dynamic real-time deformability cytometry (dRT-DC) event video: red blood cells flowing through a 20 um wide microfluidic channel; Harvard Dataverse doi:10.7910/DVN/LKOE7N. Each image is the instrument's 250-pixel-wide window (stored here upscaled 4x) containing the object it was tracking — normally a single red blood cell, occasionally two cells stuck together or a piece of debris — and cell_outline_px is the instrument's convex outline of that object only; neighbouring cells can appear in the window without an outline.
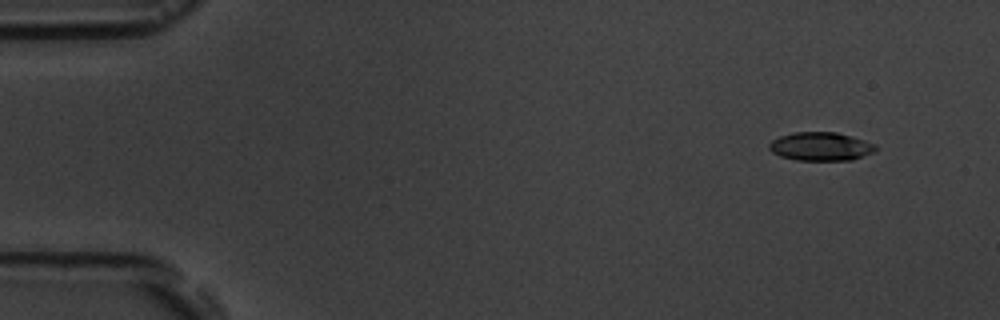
{"species": "common noctule bat (a hibernating species)", "species_latin": "Nyctalus noctula", "temperature_condition": "room temperature", "stored_images_in_passage": 18, "camera_frame_rate_fps": 3000, "um_per_image_px": 0.085, "animal": {"sex": "male", "body_mass_g": 19.5, "forearm_length_mm": 54.6}, "frame": {"image": 1, "passage_image": 2, "time_ms": 1.333, "image_size_px": [1000, 320], "cell_outline_px": [[876, 152], [852, 160], [796, 160], [780, 156], [772, 152], [768, 148], [768, 144], [772, 140], [780, 136], [792, 132], [836, 132], [852, 136], [876, 144]], "centroid_in_image_um": [69.77, 12.45], "position_along_channel_um": 15.2, "area_um2": 17.86}}
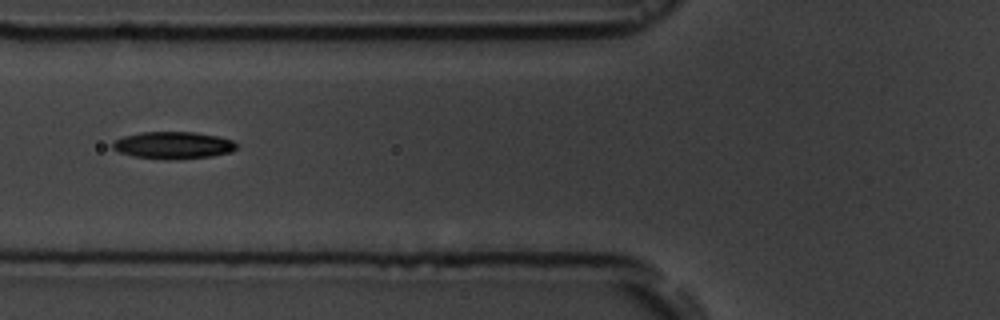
{"frame": {"image": 2, "passage_image": 7, "time_ms": 7.0, "image_size_px": [1000, 320], "cell_outline_px": [[236, 148], [232, 152], [212, 156], [132, 156], [120, 152], [112, 148], [112, 140], [124, 136], [140, 132], [196, 132], [216, 136], [232, 140], [236, 144]], "centroid_in_image_um": [14.7, 12.28], "position_along_channel_um": 111.1, "area_um2": 18.5}}
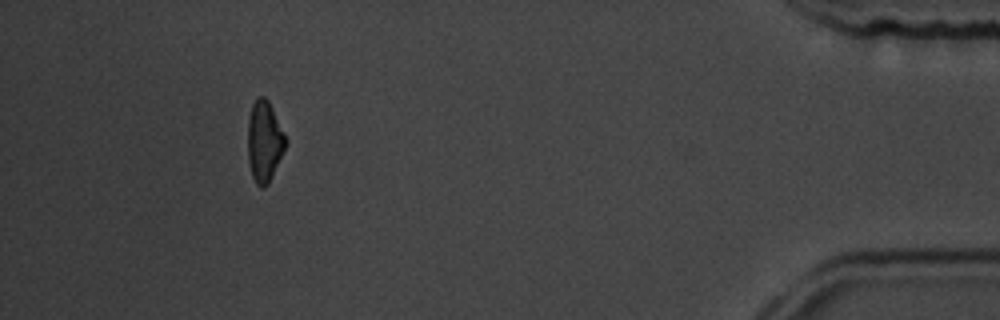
{"frame": {"image": 3, "passage_image": 16, "time_ms": 17.0, "image_size_px": [1000, 320], "cell_outline_px": [[288, 144], [268, 184], [264, 188], [260, 188], [256, 184], [252, 176], [248, 160], [248, 120], [252, 104], [260, 96], [264, 96], [268, 100], [288, 140]], "centroid_in_image_um": [22.48, 12.04], "position_along_channel_um": 412.7, "area_um2": 17.98}, "authors_computed_cell_mechanics": {"area_um2": 18.496, "velocity_mm_per_s": 3.6477, "shape_relaxation_time_tau1_ms": 2.0958, "shape_relaxation_time_tau2_ms": null, "deformation_change_tau1": 0.113, "deformation_change_tau2": null}}